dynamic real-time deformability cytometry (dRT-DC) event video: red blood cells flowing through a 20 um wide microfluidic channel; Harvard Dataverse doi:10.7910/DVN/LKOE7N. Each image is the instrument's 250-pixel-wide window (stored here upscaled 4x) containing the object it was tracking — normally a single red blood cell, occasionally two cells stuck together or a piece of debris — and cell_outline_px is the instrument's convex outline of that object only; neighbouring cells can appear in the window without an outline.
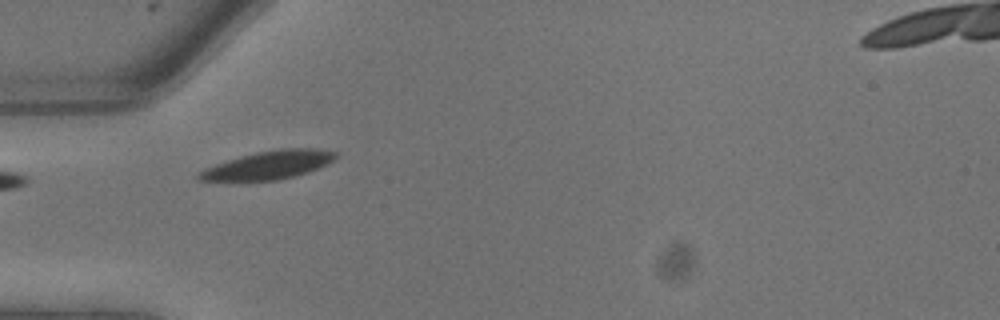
{"species": "common noctule bat (a hibernating species)", "species_latin": "Nyctalus noctula", "temperature_condition": "warm", "stored_images_in_passage": 5, "camera_frame_rate_fps": 3000, "um_per_image_px": 0.085, "animal": {"sex": "male", "body_mass_g": 13.3}, "frame": {"image": 1, "passage_image": 1, "time_ms": 0.0, "image_size_px": [1000, 320], "cell_outline_px": [[336, 156], [328, 164], [308, 172], [296, 176], [276, 180], [196, 180], [196, 176], [204, 168], [240, 156], [256, 152], [280, 148], [316, 148], [336, 152]], "centroid_in_image_um": [22.85, 14.02], "position_along_channel_um": 62.2, "area_um2": 22.31}}
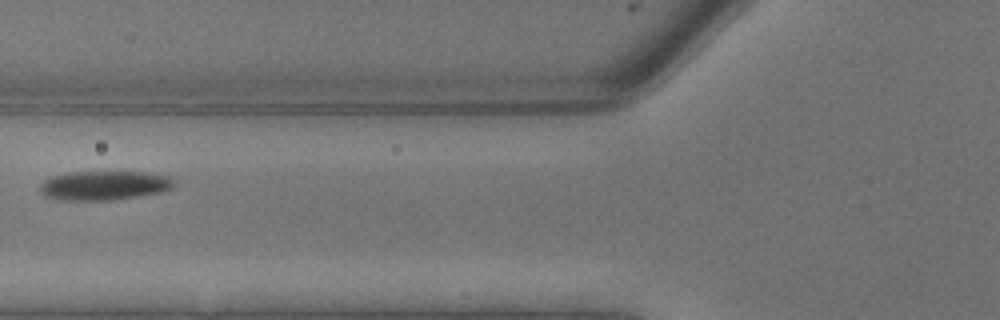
{"frame": {"image": 2, "passage_image": 3, "time_ms": 0.667, "image_size_px": [1000, 320], "cell_outline_px": [[172, 188], [160, 192], [140, 196], [108, 200], [68, 200], [44, 196], [40, 192], [40, 184], [44, 180], [52, 176], [72, 172], [144, 172], [168, 176], [172, 180]], "centroid_in_image_um": [8.82, 15.76], "position_along_channel_um": 117.0, "area_um2": 22.54}}